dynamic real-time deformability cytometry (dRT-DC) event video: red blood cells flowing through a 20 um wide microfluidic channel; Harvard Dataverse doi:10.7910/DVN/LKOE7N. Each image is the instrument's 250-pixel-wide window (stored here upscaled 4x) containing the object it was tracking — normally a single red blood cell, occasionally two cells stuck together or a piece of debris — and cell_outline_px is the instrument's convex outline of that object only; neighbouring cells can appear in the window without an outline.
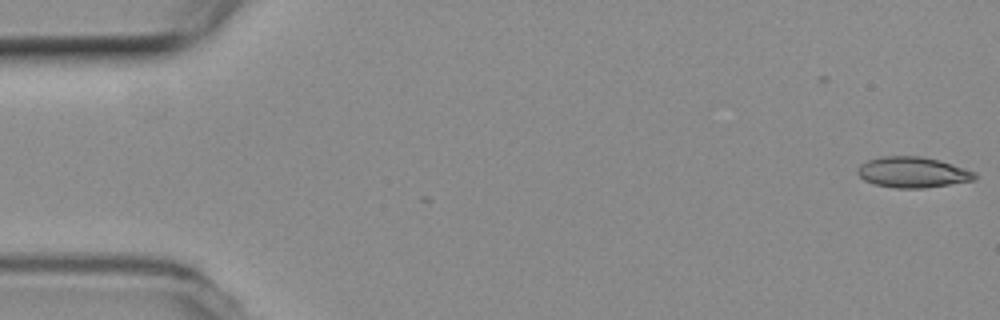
{"species": "common noctule bat (a hibernating species)", "species_latin": "Nyctalus noctula", "temperature_condition": "room temperature", "stored_images_in_passage": 3, "camera_frame_rate_fps": 3000, "um_per_image_px": 0.085, "animal": {"sex": "female", "body_mass_g": 19.3, "forearm_length_mm": 54.1}, "frame": {"image": 1, "passage_image": 3, "time_ms": 0.667, "image_size_px": [1000, 320], "cell_outline_px": [[976, 180], [924, 188], [896, 188], [872, 184], [864, 180], [856, 172], [856, 168], [860, 164], [868, 160], [884, 156], [920, 156], [940, 160], [976, 172]], "centroid_in_image_um": [77.56, 14.64], "position_along_channel_um": 7.4, "area_um2": 21.1}}